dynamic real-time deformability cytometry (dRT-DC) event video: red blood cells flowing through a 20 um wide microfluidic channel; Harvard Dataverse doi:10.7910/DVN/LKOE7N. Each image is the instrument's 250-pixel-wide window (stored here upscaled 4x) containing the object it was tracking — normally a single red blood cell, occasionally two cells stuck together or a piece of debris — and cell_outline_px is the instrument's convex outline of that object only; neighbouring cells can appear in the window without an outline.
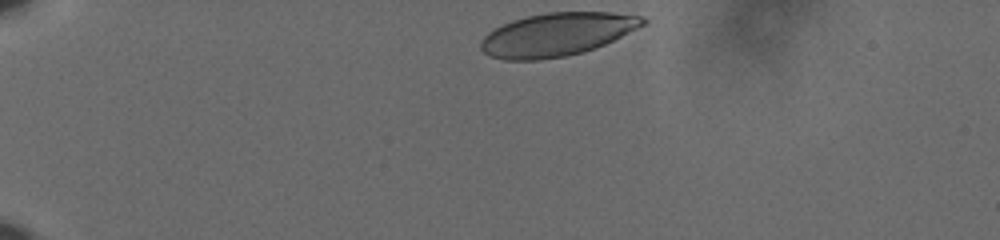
{"species": "human", "species_latin": "Homo sapiens", "temperature_condition": "cold", "stored_images_in_passage": 38, "camera_frame_rate_fps": 3000, "um_per_image_px": 0.085, "donor": {"sex": "male"}, "frame": {"image": 1, "passage_image": 1, "time_ms": 0.0, "image_size_px": [1000, 240], "cell_outline_px": [[648, 20], [644, 24], [596, 48], [564, 56], [540, 60], [504, 60], [488, 56], [480, 48], [480, 40], [488, 32], [512, 20], [528, 16], [548, 12], [612, 12], [640, 16]], "centroid_in_image_um": [47.28, 2.93], "position_along_channel_um": 37.7, "area_um2": 40.4}}
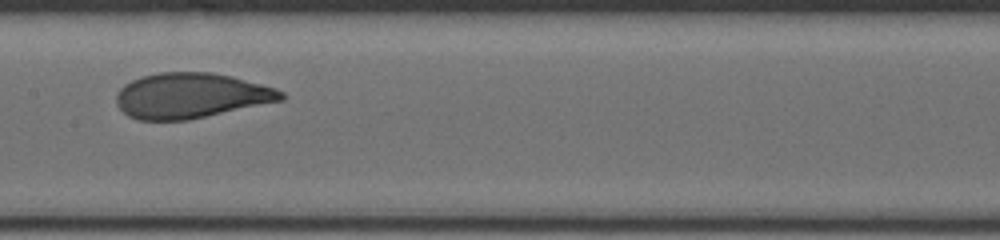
{"frame": {"image": 2, "passage_image": 20, "time_ms": 6.333, "image_size_px": [1000, 240], "cell_outline_px": [[284, 100], [188, 120], [140, 120], [128, 116], [116, 104], [116, 92], [124, 84], [140, 76], [160, 72], [212, 72], [232, 76], [276, 88], [284, 92]], "centroid_in_image_um": [16.22, 8.12], "position_along_channel_um": 191.2, "area_um2": 43.64}}
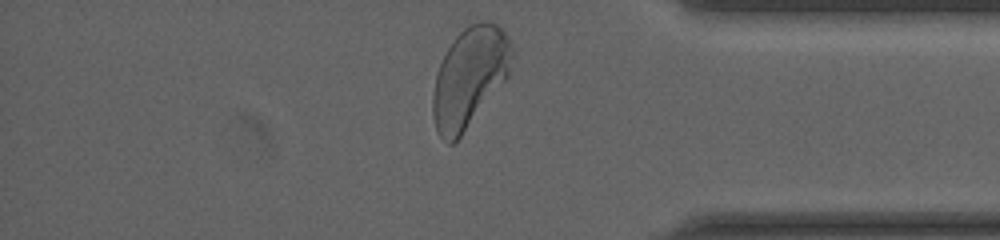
{"frame": {"image": 3, "passage_image": 38, "time_ms": 12.333, "image_size_px": [1000, 240], "cell_outline_px": [[512, 56], [508, 76], [460, 136], [452, 144], [448, 144], [436, 132], [432, 112], [432, 96], [436, 76], [440, 64], [448, 48], [456, 36], [468, 24], [480, 20], [488, 20], [496, 24], [504, 32], [512, 48]], "centroid_in_image_um": [39.89, 6.55], "position_along_channel_um": 395.3, "area_um2": 45.37}, "authors_computed_cell_mechanics": {"area_um2": 43.4367, "velocity_mm_per_s": 3.5961, "shape_relaxation_time_tau1_ms": 3.1275, "shape_relaxation_time_tau2_ms": null, "deformation_change_tau1": 0.146, "deformation_change_tau2": null}}